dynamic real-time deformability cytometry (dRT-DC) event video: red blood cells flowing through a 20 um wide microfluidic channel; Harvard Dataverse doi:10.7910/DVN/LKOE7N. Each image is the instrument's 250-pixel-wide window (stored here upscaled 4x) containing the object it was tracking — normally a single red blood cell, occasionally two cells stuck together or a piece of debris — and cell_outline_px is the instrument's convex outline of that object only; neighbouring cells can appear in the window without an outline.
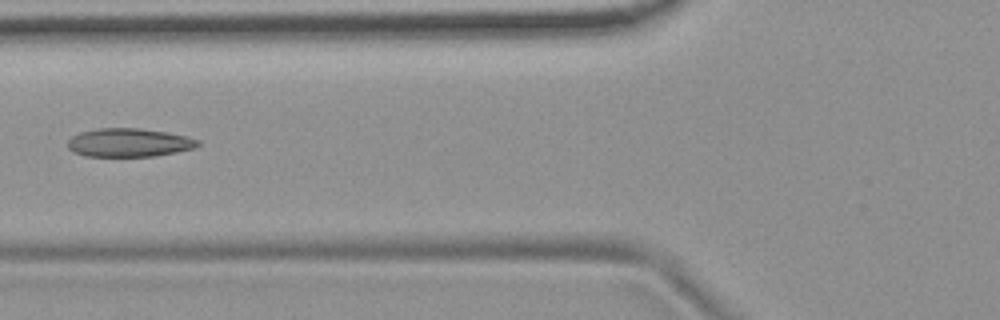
{"species": "common noctule bat (a hibernating species)", "species_latin": "Nyctalus noctula", "temperature_condition": "room temperature", "stored_images_in_passage": 6, "camera_frame_rate_fps": 3000, "um_per_image_px": 0.085, "animal": {"sex": "female", "body_mass_g": 19.9}, "frame": {"image": 1, "passage_image": 6, "time_ms": 1.667, "image_size_px": [1000, 320], "cell_outline_px": [[200, 144], [196, 148], [156, 156], [84, 156], [72, 152], [68, 148], [68, 140], [72, 136], [80, 132], [100, 128], [140, 128], [168, 132], [188, 136], [200, 140]], "centroid_in_image_um": [10.99, 12.12], "position_along_channel_um": 114.8, "area_um2": 21.85}}